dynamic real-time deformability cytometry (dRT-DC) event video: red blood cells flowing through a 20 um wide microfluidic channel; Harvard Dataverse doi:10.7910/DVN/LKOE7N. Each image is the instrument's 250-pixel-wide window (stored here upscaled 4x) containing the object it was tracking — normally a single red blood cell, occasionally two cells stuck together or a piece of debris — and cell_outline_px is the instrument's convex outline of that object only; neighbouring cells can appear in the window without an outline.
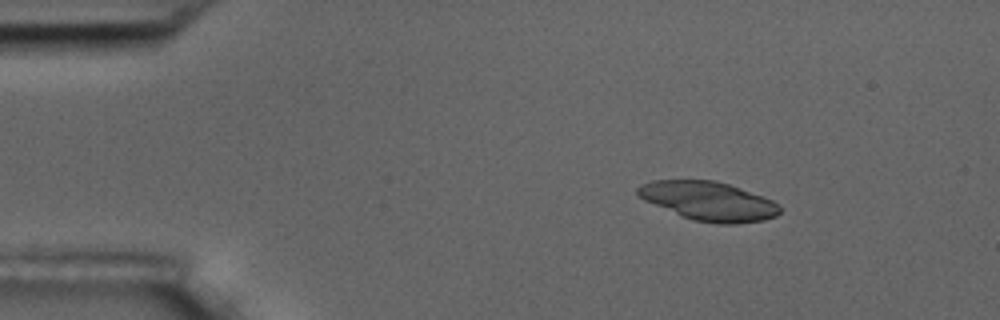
{"species": "common noctule bat (a hibernating species)", "species_latin": "Nyctalus noctula", "temperature_condition": "room temperature", "stored_images_in_passage": 3, "camera_frame_rate_fps": 3000, "um_per_image_px": 0.085, "animal": {"sex": "male", "body_mass_g": 17.5, "forearm_length_mm": 52.3}, "frame": {"image": 1, "passage_image": 1, "time_ms": 0.0, "image_size_px": [1000, 320], "cell_outline_px": [[780, 212], [776, 216], [764, 220], [736, 224], [716, 224], [696, 220], [684, 216], [644, 200], [636, 196], [636, 188], [640, 184], [652, 180], [716, 180], [740, 188], [772, 200], [780, 204]], "centroid_in_image_um": [60.23, 17.08], "position_along_channel_um": 24.8, "area_um2": 32.08}}